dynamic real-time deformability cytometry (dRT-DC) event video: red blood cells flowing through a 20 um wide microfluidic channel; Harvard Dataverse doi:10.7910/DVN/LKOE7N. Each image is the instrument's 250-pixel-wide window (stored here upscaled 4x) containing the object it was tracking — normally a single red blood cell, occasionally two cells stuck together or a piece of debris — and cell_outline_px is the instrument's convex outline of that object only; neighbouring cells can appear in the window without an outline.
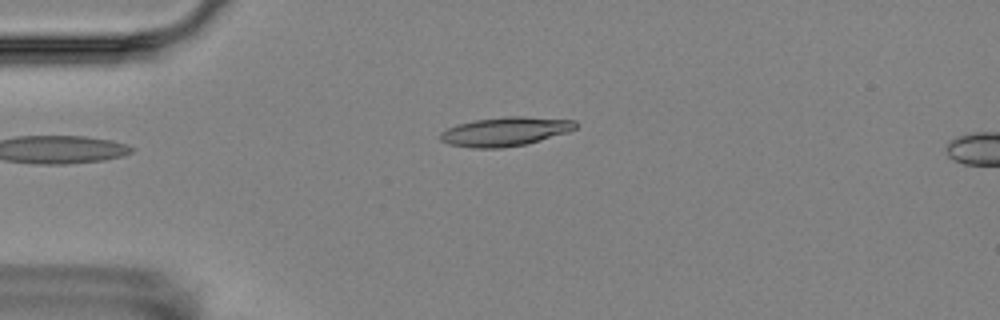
{"species": "Egyptian fruit bat (a non-hibernating species)", "species_latin": "Rousettus aegyptiacus", "temperature_condition": "room temperature", "stored_images_in_passage": 4, "camera_frame_rate_fps": 3000, "um_per_image_px": 0.085, "animal": {"sex": "female"}, "frame": {"image": 1, "passage_image": 4, "time_ms": 4.333, "image_size_px": [1000, 320], "cell_outline_px": [[576, 128], [568, 132], [540, 140], [524, 144], [500, 148], [472, 148], [448, 144], [440, 140], [440, 132], [456, 124], [476, 120], [504, 116], [524, 116], [576, 120]], "centroid_in_image_um": [42.92, 11.17], "position_along_channel_um": 42.1, "area_um2": 22.83}}